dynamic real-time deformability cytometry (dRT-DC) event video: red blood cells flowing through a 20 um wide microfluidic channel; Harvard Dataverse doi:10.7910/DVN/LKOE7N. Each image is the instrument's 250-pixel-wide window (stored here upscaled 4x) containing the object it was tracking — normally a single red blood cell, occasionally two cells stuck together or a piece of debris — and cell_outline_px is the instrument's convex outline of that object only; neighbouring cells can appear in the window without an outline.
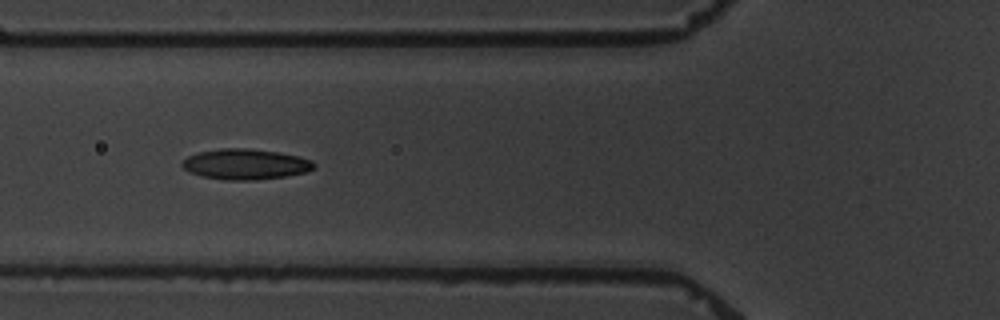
{"species": "common noctule bat (a hibernating species)", "species_latin": "Nyctalus noctula", "temperature_condition": "warm", "stored_images_in_passage": 14, "camera_frame_rate_fps": 3000, "um_per_image_px": 0.085, "animal": {"sex": "male", "body_mass_g": 19.5, "forearm_length_mm": 54.6}, "frame": {"image": 1, "passage_image": 3, "time_ms": 2.333, "image_size_px": [1000, 320], "cell_outline_px": [[316, 168], [304, 172], [284, 176], [256, 180], [224, 180], [200, 176], [188, 172], [180, 164], [188, 156], [200, 152], [220, 148], [252, 148], [300, 156], [312, 160], [316, 164]], "centroid_in_image_um": [20.86, 13.95], "position_along_channel_um": 104.9, "area_um2": 23.58}}
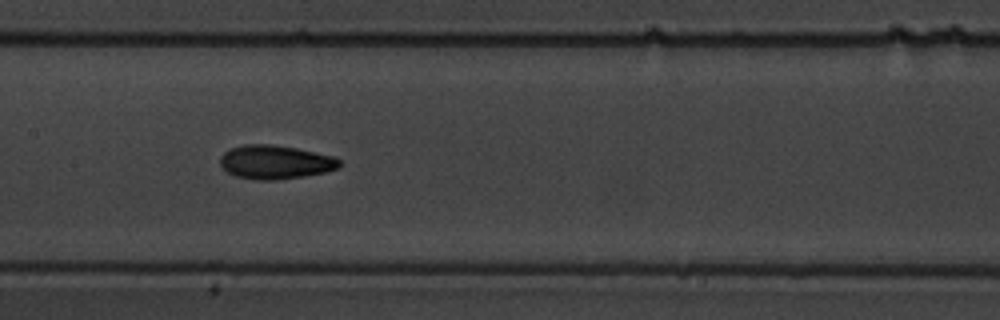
{"frame": {"image": 2, "passage_image": 5, "time_ms": 4.667, "image_size_px": [1000, 320], "cell_outline_px": [[340, 168], [324, 172], [304, 176], [276, 180], [260, 180], [236, 176], [228, 172], [220, 164], [220, 156], [224, 152], [232, 148], [244, 144], [272, 144], [296, 148], [332, 156], [340, 160]], "centroid_in_image_um": [23.39, 13.77], "position_along_channel_um": 184.0, "area_um2": 23.35}}
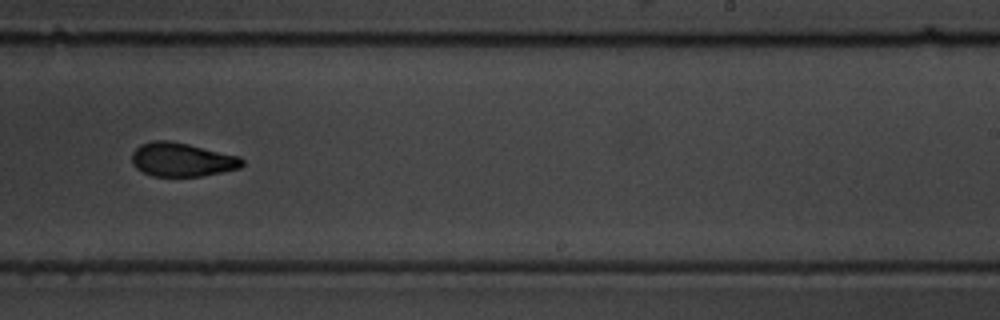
{"frame": {"image": 3, "passage_image": 7, "time_ms": 7.333, "image_size_px": [1000, 320], "cell_outline_px": [[244, 164], [240, 168], [200, 176], [152, 176], [136, 168], [132, 164], [132, 152], [140, 144], [152, 140], [168, 140], [188, 144], [240, 156], [244, 160]], "centroid_in_image_um": [15.45, 13.56], "position_along_channel_um": 273.5, "area_um2": 21.73}, "authors_computed_cell_mechanics": {"area_um2": 22.0507, "velocity_mm_per_s": 3.3889, "shape_relaxation_time_tau1_ms": 5.0106, "shape_relaxation_time_tau2_ms": 6.3687, "deformation_change_tau1": 0.1517, "deformation_change_tau2": 0.128}}